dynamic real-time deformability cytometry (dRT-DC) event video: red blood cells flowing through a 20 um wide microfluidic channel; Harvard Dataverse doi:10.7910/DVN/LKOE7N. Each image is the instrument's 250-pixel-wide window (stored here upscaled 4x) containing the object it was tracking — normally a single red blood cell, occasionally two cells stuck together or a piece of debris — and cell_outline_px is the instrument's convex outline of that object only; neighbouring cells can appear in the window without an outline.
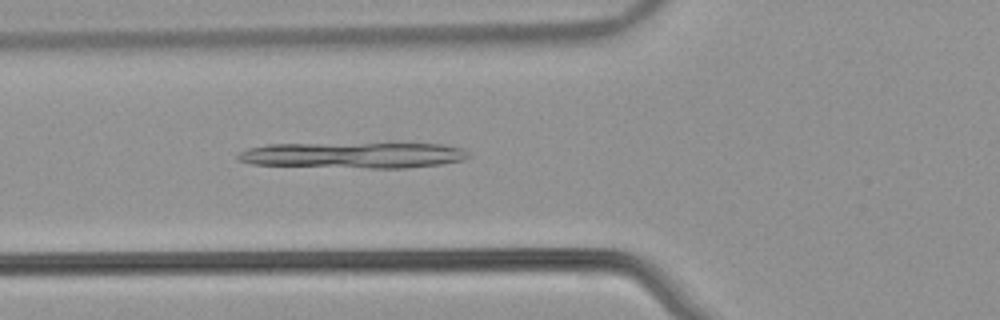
{"species": "common noctule bat (a hibernating species)", "species_latin": "Nyctalus noctula", "temperature_condition": "warm", "stored_images_in_passage": 53, "camera_frame_rate_fps": 3000, "um_per_image_px": 0.085, "animal": {"sex": "male", "body_mass_g": 21.5, "forearm_length_mm": 52.0}, "frame": {"image": 1, "passage_image": 20, "time_ms": 6.333, "image_size_px": [1000, 320], "cell_outline_px": [[472, 156], [464, 160], [440, 164], [404, 168], [368, 168], [252, 164], [236, 160], [236, 156], [240, 152], [248, 148], [268, 144], [440, 144], [464, 148]], "centroid_in_image_um": [30.06, 13.19], "position_along_channel_um": 95.7, "area_um2": 34.68}}
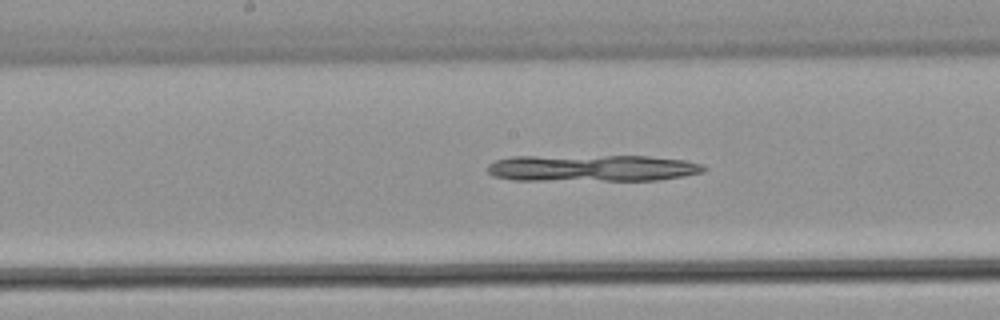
{"frame": {"image": 2, "passage_image": 28, "time_ms": 9.0, "image_size_px": [1000, 320], "cell_outline_px": [[708, 168], [704, 172], [660, 180], [512, 180], [492, 176], [488, 172], [488, 164], [496, 160], [512, 156], [648, 156], [684, 160], [704, 164]], "centroid_in_image_um": [50.34, 14.29], "position_along_channel_um": 197.9, "area_um2": 33.87}}
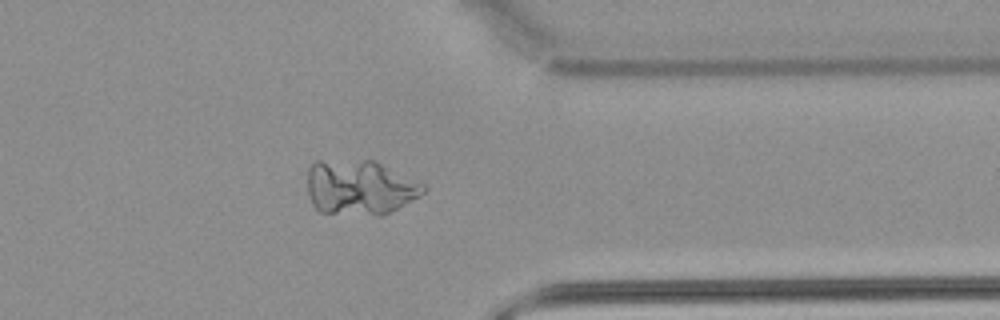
{"frame": {"image": 3, "passage_image": 43, "time_ms": 14.0, "image_size_px": [1000, 320], "cell_outline_px": [[428, 188], [420, 196], [384, 216], [376, 216], [320, 212], [312, 204], [308, 196], [308, 168], [316, 160], [376, 160], [424, 184]], "centroid_in_image_um": [30.59, 15.94], "position_along_channel_um": 380.8, "area_um2": 37.69}}